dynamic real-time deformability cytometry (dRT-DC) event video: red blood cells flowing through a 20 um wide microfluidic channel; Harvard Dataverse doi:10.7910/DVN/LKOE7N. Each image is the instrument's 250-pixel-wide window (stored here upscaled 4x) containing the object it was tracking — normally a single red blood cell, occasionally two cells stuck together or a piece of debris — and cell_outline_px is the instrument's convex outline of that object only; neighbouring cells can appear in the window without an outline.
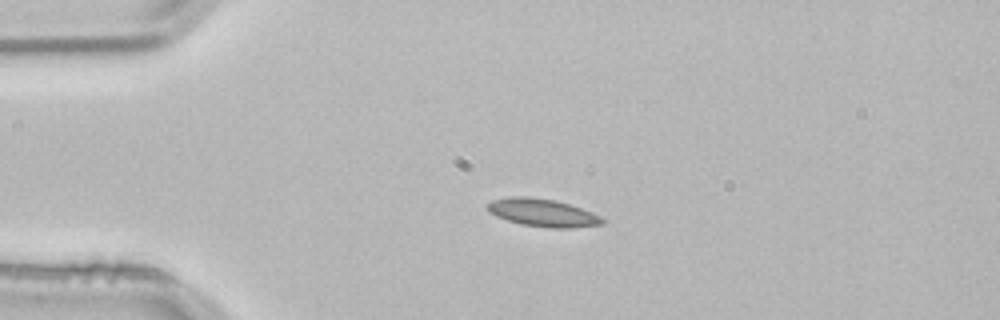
{"species": "common noctule bat (a hibernating species)", "species_latin": "Nyctalus noctula", "temperature_condition": "room temperature", "stored_images_in_passage": 2, "camera_frame_rate_fps": 3000, "um_per_image_px": 0.085, "animal": {"sex": "male", "body_mass_g": 21.5, "forearm_length_mm": 52.0}, "frame": {"image": 1, "passage_image": 1, "time_ms": 0.0, "image_size_px": [1000, 320], "cell_outline_px": [[604, 224], [572, 228], [548, 228], [520, 224], [496, 216], [488, 212], [484, 208], [484, 204], [492, 200], [512, 196], [528, 196], [556, 200], [592, 212], [600, 216], [604, 220]], "centroid_in_image_um": [46.07, 18.08], "position_along_channel_um": 38.9, "area_um2": 18.84}}
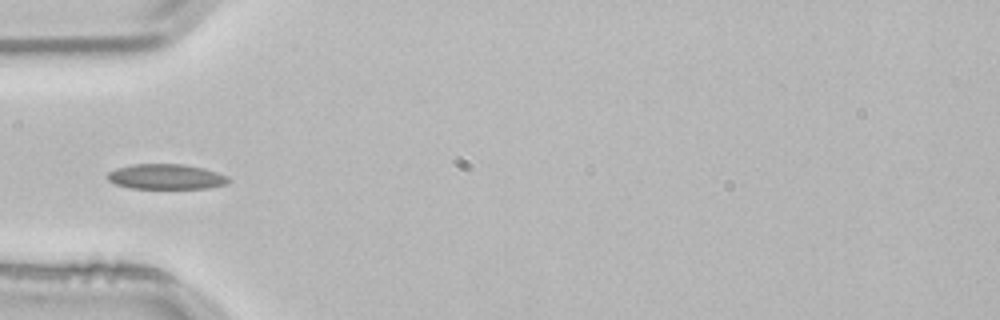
{"frame": {"image": 2, "passage_image": 2, "time_ms": 0.333, "image_size_px": [1000, 320], "cell_outline_px": [[232, 180], [228, 184], [208, 188], [128, 188], [116, 184], [108, 180], [108, 172], [116, 168], [132, 164], [184, 164], [204, 168], [228, 176]], "centroid_in_image_um": [14.15, 15.02], "position_along_channel_um": 70.9, "area_um2": 17.86}}